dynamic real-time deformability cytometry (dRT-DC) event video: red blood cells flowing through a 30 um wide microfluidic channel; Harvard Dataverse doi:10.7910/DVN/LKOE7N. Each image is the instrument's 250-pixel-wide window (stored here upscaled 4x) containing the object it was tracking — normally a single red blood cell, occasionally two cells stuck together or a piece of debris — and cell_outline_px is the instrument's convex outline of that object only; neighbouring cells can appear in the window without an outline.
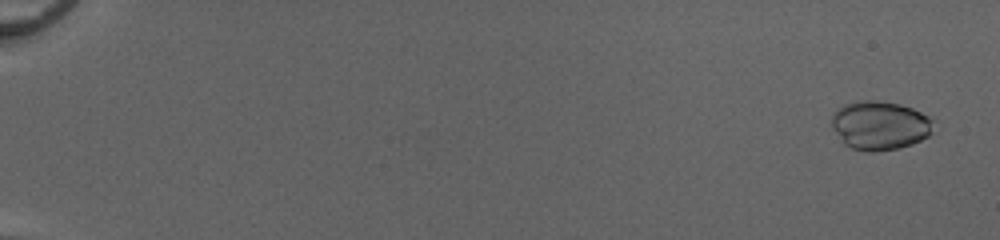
{"species": "common noctule bat (a hibernating species)", "species_latin": "Nyctalus noctula", "temperature_condition": "cold", "stored_images_in_passage": 53, "camera_frame_rate_fps": 3000, "um_per_image_px": 0.085, "animal": {"sex": "female", "body_mass_g": 20.0, "forearm_length_mm": 54.0}, "frame": {"image": 1, "passage_image": 3, "time_ms": 0.667, "image_size_px": [1000, 240], "cell_outline_px": [[936, 120], [932, 132], [928, 136], [912, 144], [896, 148], [872, 152], [864, 152], [852, 148], [844, 144], [832, 128], [832, 116], [844, 104], [856, 100], [876, 100], [900, 104], [912, 108]], "centroid_in_image_um": [74.81, 10.65], "position_along_channel_um": 10.2, "area_um2": 29.13}}
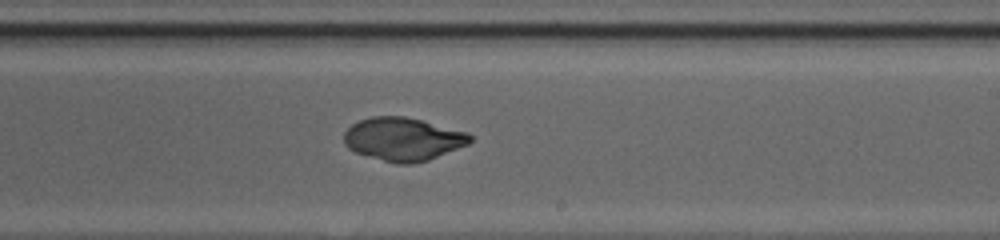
{"frame": {"image": 2, "passage_image": 35, "time_ms": 11.333, "image_size_px": [1000, 240], "cell_outline_px": [[472, 140], [468, 144], [428, 160], [412, 164], [396, 164], [356, 152], [348, 148], [344, 144], [344, 132], [352, 124], [360, 120], [372, 116], [404, 116], [468, 132], [472, 136]], "centroid_in_image_um": [34.25, 11.82], "position_along_channel_um": 254.8, "area_um2": 31.56}}
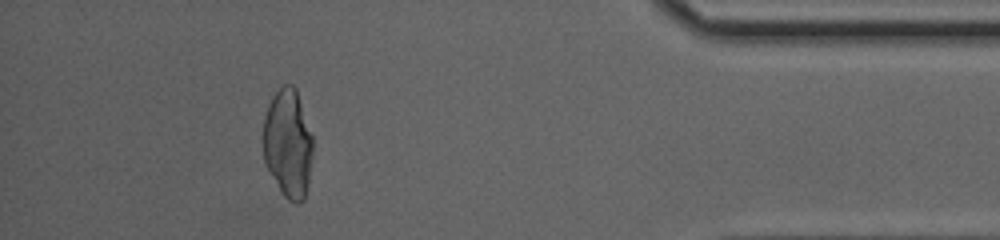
{"frame": {"image": 3, "passage_image": 49, "time_ms": 16.0, "image_size_px": [1000, 240], "cell_outline_px": [[312, 156], [308, 184], [304, 200], [300, 204], [296, 204], [288, 200], [284, 196], [264, 164], [264, 116], [268, 104], [272, 96], [284, 84], [292, 84], [296, 88], [312, 136]], "centroid_in_image_um": [24.48, 12.21], "position_along_channel_um": 410.7, "area_um2": 31.44}}